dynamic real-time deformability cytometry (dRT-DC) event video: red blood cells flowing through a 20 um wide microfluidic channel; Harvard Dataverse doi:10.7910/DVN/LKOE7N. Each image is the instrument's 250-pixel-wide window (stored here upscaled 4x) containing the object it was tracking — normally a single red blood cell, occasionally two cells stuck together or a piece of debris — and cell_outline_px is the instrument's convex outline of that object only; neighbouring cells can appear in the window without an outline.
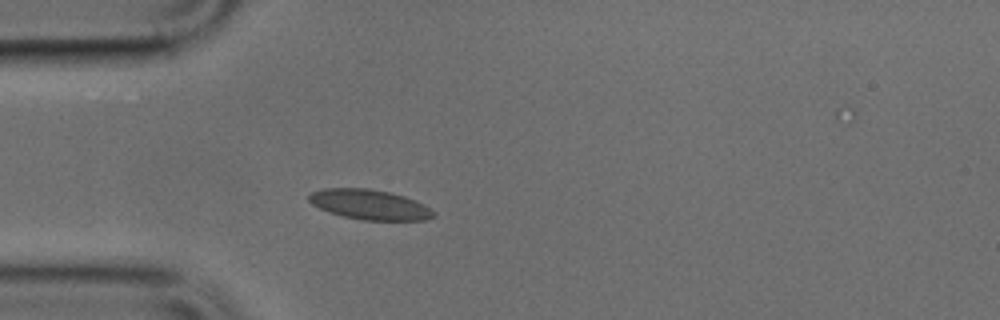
{"species": "common noctule bat (a hibernating species)", "species_latin": "Nyctalus noctula", "temperature_condition": "cold", "stored_images_in_passage": 13, "camera_frame_rate_fps": 3000, "um_per_image_px": 0.085, "animal": {"sex": "male", "body_mass_g": 17.9, "forearm_length_mm": 54.2}, "frame": {"image": 1, "passage_image": 6, "time_ms": 1.667, "image_size_px": [1000, 320], "cell_outline_px": [[436, 216], [424, 220], [364, 220], [344, 216], [328, 212], [312, 204], [308, 200], [308, 196], [312, 192], [324, 188], [368, 188], [388, 192], [404, 196], [416, 200], [424, 204], [436, 212]], "centroid_in_image_um": [31.44, 17.39], "position_along_channel_um": 53.6, "area_um2": 21.79}}
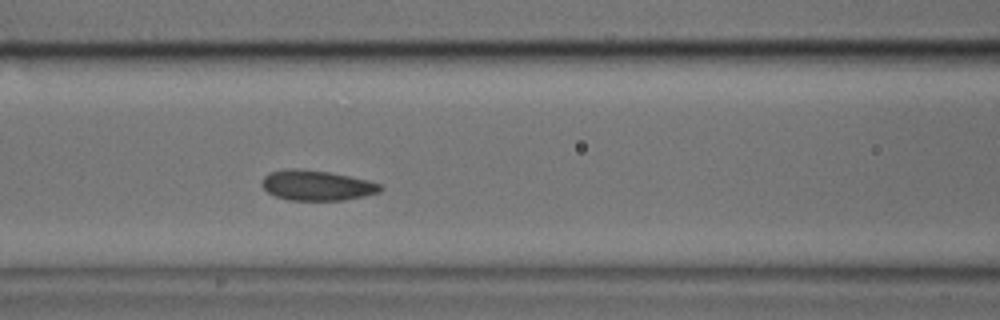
{"frame": {"image": 2, "passage_image": 13, "time_ms": 4.0, "image_size_px": [1000, 320], "cell_outline_px": [[384, 188], [380, 192], [364, 196], [344, 200], [288, 200], [276, 196], [268, 192], [260, 184], [264, 176], [268, 172], [296, 168], [328, 172], [368, 180], [380, 184]], "centroid_in_image_um": [26.92, 15.76], "position_along_channel_um": 139.7, "area_um2": 20.75}}